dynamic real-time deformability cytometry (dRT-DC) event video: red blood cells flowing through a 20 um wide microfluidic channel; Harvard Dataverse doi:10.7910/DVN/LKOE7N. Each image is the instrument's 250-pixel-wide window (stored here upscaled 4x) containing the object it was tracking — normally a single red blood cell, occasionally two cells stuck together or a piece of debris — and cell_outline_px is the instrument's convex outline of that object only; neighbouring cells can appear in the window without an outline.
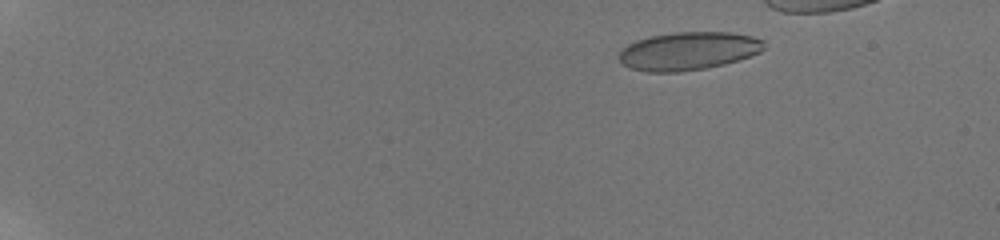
{"species": "human", "species_latin": "Homo sapiens", "temperature_condition": "room temperature", "stored_images_in_passage": 11, "camera_frame_rate_fps": 3000, "um_per_image_px": 0.085, "donor": {"sex": "male"}, "frame": {"image": 1, "passage_image": 4, "time_ms": 2.667, "image_size_px": [1000, 240], "cell_outline_px": [[764, 48], [760, 52], [724, 64], [704, 68], [680, 72], [648, 72], [632, 68], [624, 64], [620, 60], [620, 52], [628, 44], [636, 40], [652, 36], [676, 32], [732, 32], [752, 36], [764, 40]], "centroid_in_image_um": [58.53, 4.33], "position_along_channel_um": 26.5, "area_um2": 31.91}}
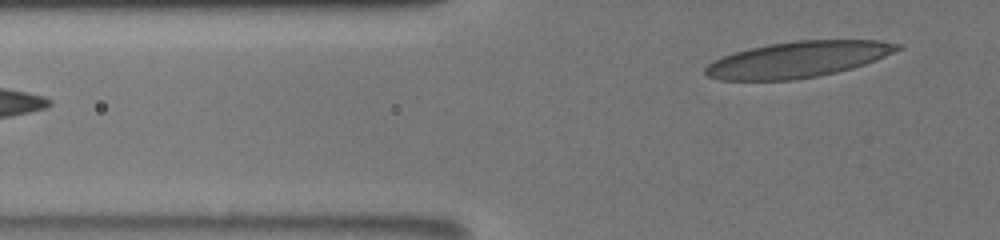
{"frame": {"image": 2, "passage_image": 11, "time_ms": 9.0, "image_size_px": [1000, 240], "cell_outline_px": [[904, 48], [876, 60], [852, 68], [836, 72], [816, 76], [792, 80], [720, 80], [708, 76], [704, 72], [704, 68], [712, 60], [748, 48], [768, 44], [796, 40], [880, 40], [900, 44]], "centroid_in_image_um": [67.83, 5.05], "position_along_channel_um": 58.0, "area_um2": 40.29}}